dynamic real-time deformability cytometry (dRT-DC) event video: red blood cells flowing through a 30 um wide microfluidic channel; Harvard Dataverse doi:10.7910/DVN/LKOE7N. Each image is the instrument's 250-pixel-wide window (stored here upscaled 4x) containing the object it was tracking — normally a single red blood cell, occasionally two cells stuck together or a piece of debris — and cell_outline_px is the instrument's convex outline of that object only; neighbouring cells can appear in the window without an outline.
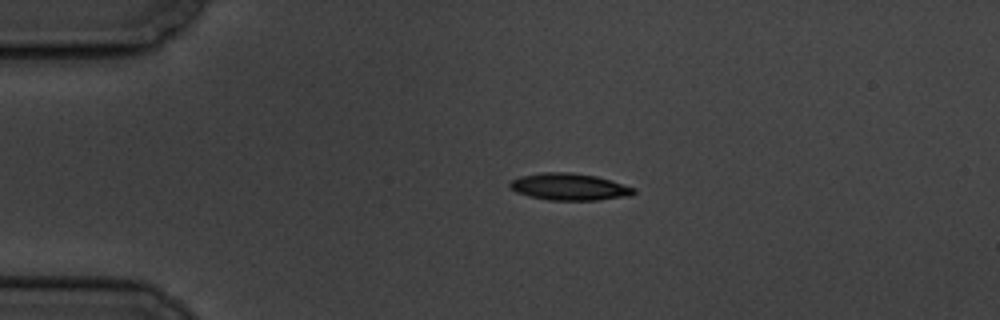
{"species": "common noctule bat (a hibernating species)", "species_latin": "Nyctalus noctula", "temperature_condition": "cold", "stored_images_in_passage": 15, "camera_frame_rate_fps": 3000, "um_per_image_px": 0.085, "animal": {"sex": "male", "body_mass_g": 19.5, "forearm_length_mm": 54.6}, "frame": {"image": 1, "passage_image": 3, "time_ms": 3.333, "image_size_px": [1000, 320], "cell_outline_px": [[636, 192], [632, 196], [600, 200], [548, 200], [516, 192], [508, 184], [512, 180], [520, 176], [540, 172], [572, 172], [596, 176], [636, 188]], "centroid_in_image_um": [48.43, 15.88], "position_along_channel_um": 36.6, "area_um2": 19.48}}
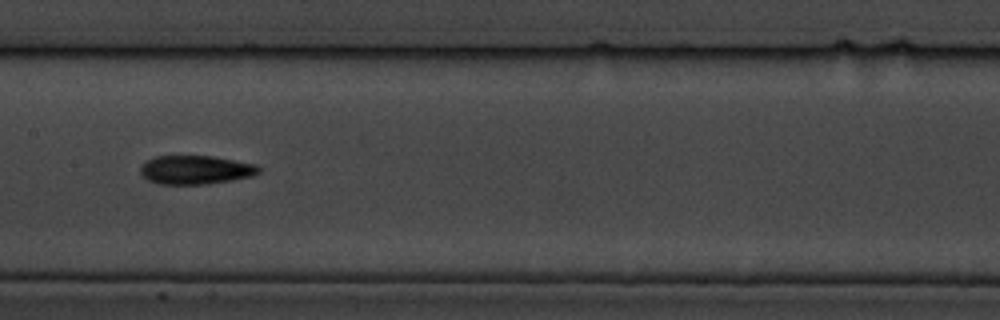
{"frame": {"image": 2, "passage_image": 8, "time_ms": 9.0, "image_size_px": [1000, 320], "cell_outline_px": [[260, 172], [252, 176], [232, 180], [208, 184], [160, 184], [148, 180], [140, 172], [140, 168], [148, 160], [156, 156], [212, 156], [256, 164], [260, 168]], "centroid_in_image_um": [16.65, 14.44], "position_along_channel_um": 190.7, "area_um2": 19.71}}
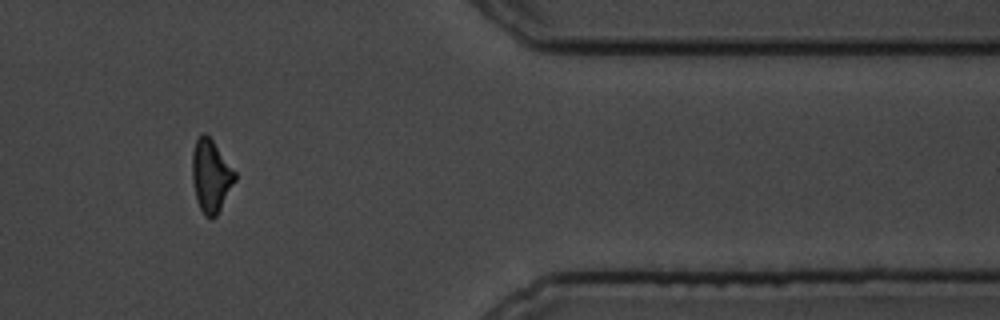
{"frame": {"image": 3, "passage_image": 13, "time_ms": 15.667, "image_size_px": [1000, 320], "cell_outline_px": [[236, 180], [216, 216], [212, 220], [204, 216], [196, 200], [192, 180], [192, 152], [196, 140], [204, 132], [212, 140], [236, 172]], "centroid_in_image_um": [17.92, 14.98], "position_along_channel_um": 393.5, "area_um2": 18.03}, "authors_computed_cell_mechanics": {"area_um2": 18.7272, "velocity_mm_per_s": 3.3934, "shape_relaxation_time_tau1_ms": 4.1836, "shape_relaxation_time_tau2_ms": 5.991, "deformation_change_tau1": 0.1442, "deformation_change_tau2": 0.1415}}